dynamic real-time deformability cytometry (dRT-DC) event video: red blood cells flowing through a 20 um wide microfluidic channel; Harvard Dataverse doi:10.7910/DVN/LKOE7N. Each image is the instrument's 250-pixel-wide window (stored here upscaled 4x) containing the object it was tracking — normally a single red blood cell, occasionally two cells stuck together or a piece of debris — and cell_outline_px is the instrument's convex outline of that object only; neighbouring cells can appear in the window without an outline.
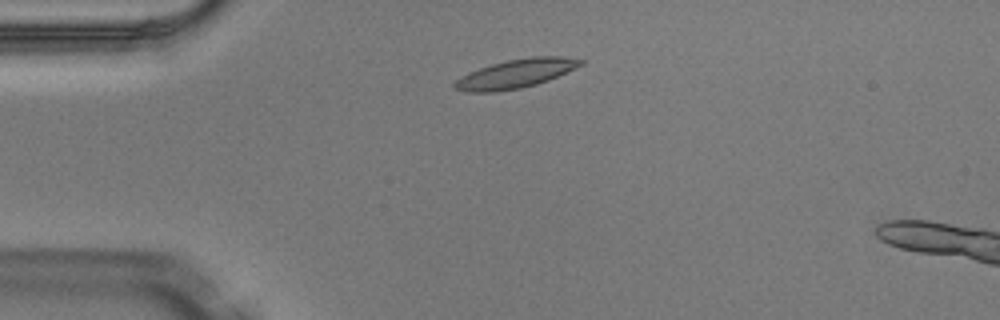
{"species": "Egyptian fruit bat (a non-hibernating species)", "species_latin": "Rousettus aegyptiacus", "temperature_condition": "warm", "stored_images_in_passage": 3, "camera_frame_rate_fps": 3000, "um_per_image_px": 0.085, "animal": {"sex": "male"}, "frame": {"image": 1, "passage_image": 2, "time_ms": 0.333, "image_size_px": [1000, 320], "cell_outline_px": [[584, 64], [576, 68], [548, 80], [536, 84], [520, 88], [496, 92], [468, 92], [456, 88], [452, 84], [460, 76], [468, 72], [492, 64], [508, 60], [532, 56], [564, 56], [584, 60]], "centroid_in_image_um": [43.85, 6.25], "position_along_channel_um": 41.1, "area_um2": 21.1}}